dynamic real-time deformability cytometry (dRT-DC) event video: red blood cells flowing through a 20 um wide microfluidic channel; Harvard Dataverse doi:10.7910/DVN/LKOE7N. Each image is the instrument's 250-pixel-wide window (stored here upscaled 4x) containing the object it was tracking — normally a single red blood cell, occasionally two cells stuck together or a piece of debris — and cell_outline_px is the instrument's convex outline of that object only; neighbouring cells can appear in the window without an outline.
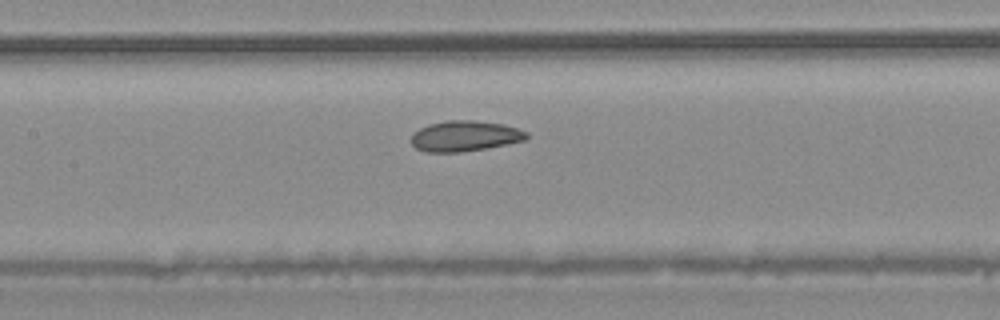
{"species": "common noctule bat (a hibernating species)", "species_latin": "Nyctalus noctula", "temperature_condition": "warm", "stored_images_in_passage": 7, "camera_frame_rate_fps": 3000, "um_per_image_px": 0.085, "animal": {"sex": "male", "body_mass_g": 20.4}, "frame": {"image": 1, "passage_image": 7, "time_ms": 2.0, "image_size_px": [1000, 320], "cell_outline_px": [[528, 136], [524, 140], [484, 148], [460, 152], [428, 152], [416, 148], [412, 144], [412, 136], [420, 128], [428, 124], [448, 120], [472, 120], [504, 124], [528, 132]], "centroid_in_image_um": [39.5, 11.55], "position_along_channel_um": 167.9, "area_um2": 20.23}}